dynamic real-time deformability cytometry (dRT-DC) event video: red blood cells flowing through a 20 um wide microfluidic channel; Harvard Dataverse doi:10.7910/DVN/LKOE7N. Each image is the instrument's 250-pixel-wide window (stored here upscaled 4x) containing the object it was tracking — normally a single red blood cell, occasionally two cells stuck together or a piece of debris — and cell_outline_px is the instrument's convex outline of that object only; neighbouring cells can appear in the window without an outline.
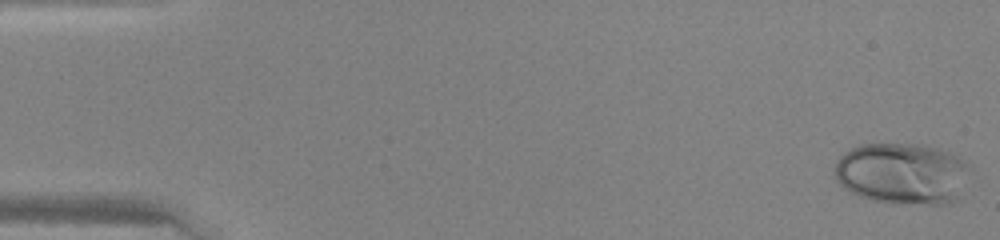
{"species": "human", "species_latin": "Homo sapiens", "temperature_condition": "warm", "stored_images_in_passage": 47, "camera_frame_rate_fps": 3000, "um_per_image_px": 0.085, "donor": {"sex": "female"}, "frame": {"image": 1, "passage_image": 1, "time_ms": 0.0, "image_size_px": [1000, 240], "cell_outline_px": [[972, 168], [960, 200], [952, 204], [888, 204], [872, 200], [860, 196], [844, 188], [836, 180], [836, 160], [848, 148], [860, 144], [924, 144], [948, 152], [964, 160]], "centroid_in_image_um": [76.75, 14.77], "position_along_channel_um": 8.2, "area_um2": 49.53}}
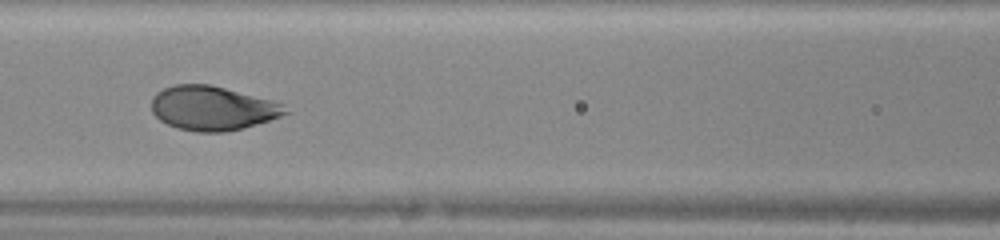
{"frame": {"image": 2, "passage_image": 21, "time_ms": 6.667, "image_size_px": [1000, 240], "cell_outline_px": [[288, 112], [280, 116], [244, 128], [224, 132], [196, 132], [176, 128], [160, 120], [152, 112], [152, 96], [156, 92], [164, 88], [176, 84], [208, 84], [272, 100], [280, 104]], "centroid_in_image_um": [18.0, 9.2], "position_along_channel_um": 148.6, "area_um2": 34.16}}
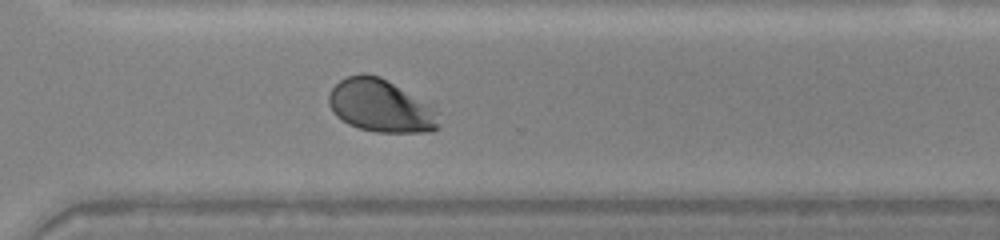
{"frame": {"image": 3, "passage_image": 34, "time_ms": 11.0, "image_size_px": [1000, 240], "cell_outline_px": [[440, 124], [432, 132], [376, 132], [360, 128], [348, 124], [336, 116], [332, 112], [328, 104], [328, 96], [332, 88], [340, 80], [348, 76], [360, 72], [364, 72], [380, 76], [436, 104]], "centroid_in_image_um": [32.42, 8.97], "position_along_channel_um": 338.2, "area_um2": 34.8}}